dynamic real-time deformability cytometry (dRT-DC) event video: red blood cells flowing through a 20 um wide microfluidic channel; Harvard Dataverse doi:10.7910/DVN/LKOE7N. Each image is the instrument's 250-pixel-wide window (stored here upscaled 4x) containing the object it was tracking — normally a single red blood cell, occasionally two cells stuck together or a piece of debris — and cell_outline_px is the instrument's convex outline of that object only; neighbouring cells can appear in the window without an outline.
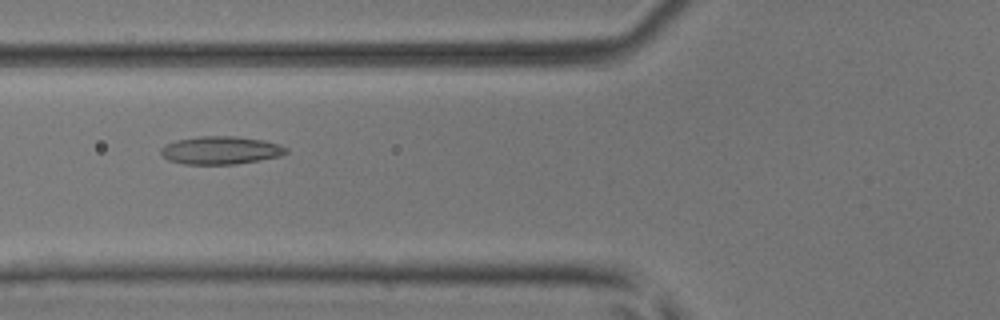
{"species": "common noctule bat (a hibernating species)", "species_latin": "Nyctalus noctula", "temperature_condition": "room temperature", "stored_images_in_passage": 6, "camera_frame_rate_fps": 3000, "um_per_image_px": 0.085, "animal": {"sex": "male", "body_mass_g": 17.9, "forearm_length_mm": 54.2}, "frame": {"image": 1, "passage_image": 6, "time_ms": 1.667, "image_size_px": [1000, 320], "cell_outline_px": [[288, 152], [280, 156], [236, 164], [184, 164], [168, 160], [160, 152], [160, 148], [164, 144], [176, 140], [200, 136], [236, 136], [264, 140], [280, 144], [288, 148]], "centroid_in_image_um": [18.76, 12.76], "position_along_channel_um": 107.0, "area_um2": 20.52}}